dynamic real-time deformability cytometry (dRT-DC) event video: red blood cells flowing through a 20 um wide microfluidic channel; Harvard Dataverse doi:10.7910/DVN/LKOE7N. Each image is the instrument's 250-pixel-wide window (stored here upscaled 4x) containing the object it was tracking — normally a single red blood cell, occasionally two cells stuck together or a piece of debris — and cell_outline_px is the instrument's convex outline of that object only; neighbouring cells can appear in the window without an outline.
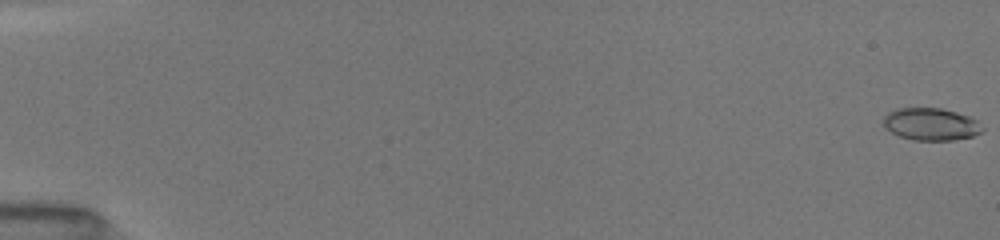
{"species": "common noctule bat (a hibernating species)", "species_latin": "Nyctalus noctula", "temperature_condition": "room temperature", "stored_images_in_passage": 7, "camera_frame_rate_fps": 3000, "um_per_image_px": 0.085, "animal": {"sex": "female", "body_mass_g": 19.5, "forearm_length_mm": 54.1}, "frame": {"image": 1, "passage_image": 1, "time_ms": 0.0, "image_size_px": [1000, 240], "cell_outline_px": [[984, 128], [980, 132], [972, 136], [952, 140], [912, 140], [900, 136], [884, 128], [884, 116], [888, 112], [896, 108], [940, 108], [956, 112], [968, 116], [976, 120]], "centroid_in_image_um": [79.1, 10.55], "position_along_channel_um": 5.9, "area_um2": 18.55}}
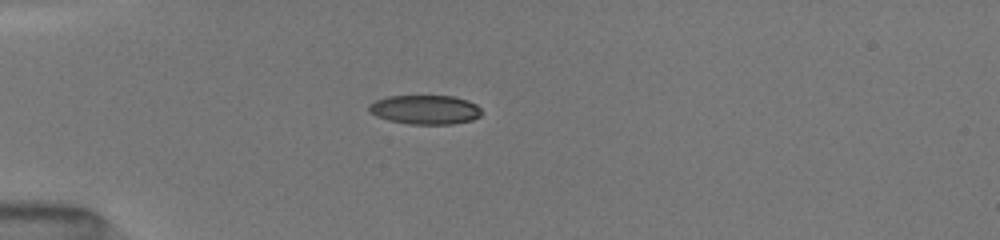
{"frame": {"image": 2, "passage_image": 6, "time_ms": 5.0, "image_size_px": [1000, 240], "cell_outline_px": [[480, 116], [472, 120], [452, 124], [408, 124], [376, 116], [368, 108], [368, 104], [376, 100], [388, 96], [452, 96], [468, 100], [476, 104], [480, 108]], "centroid_in_image_um": [36.15, 9.31], "position_along_channel_um": 48.8, "area_um2": 19.02}}